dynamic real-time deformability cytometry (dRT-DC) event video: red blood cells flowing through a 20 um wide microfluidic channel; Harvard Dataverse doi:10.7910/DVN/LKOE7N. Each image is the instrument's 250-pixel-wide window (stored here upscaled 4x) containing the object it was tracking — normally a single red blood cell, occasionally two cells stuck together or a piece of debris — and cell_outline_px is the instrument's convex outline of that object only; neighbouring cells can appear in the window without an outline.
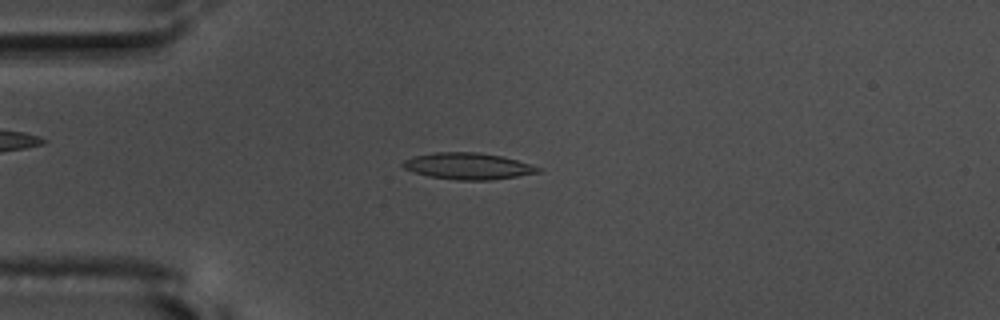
{"species": "common noctule bat (a hibernating species)", "species_latin": "Nyctalus noctula", "temperature_condition": "warm", "stored_images_in_passage": 55, "camera_frame_rate_fps": 3000, "um_per_image_px": 0.085, "animal": {"sex": "male", "body_mass_g": 17.5, "forearm_length_mm": 52.3}, "frame": {"image": 1, "passage_image": 14, "time_ms": 4.333, "image_size_px": [1000, 320], "cell_outline_px": [[544, 168], [540, 172], [492, 180], [456, 180], [428, 176], [404, 168], [400, 164], [404, 160], [416, 156], [432, 152], [480, 152], [500, 156], [516, 160]], "centroid_in_image_um": [39.79, 14.12], "position_along_channel_um": 45.2, "area_um2": 20.81}}
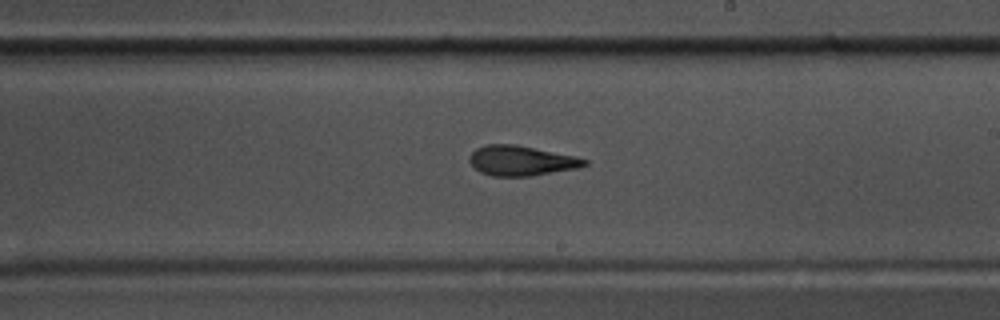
{"frame": {"image": 2, "passage_image": 32, "time_ms": 10.333, "image_size_px": [1000, 320], "cell_outline_px": [[588, 164], [576, 168], [528, 176], [492, 176], [480, 172], [468, 160], [468, 156], [476, 148], [484, 144], [516, 144], [576, 156], [588, 160]], "centroid_in_image_um": [44.27, 13.64], "position_along_channel_um": 244.7, "area_um2": 20.06}}
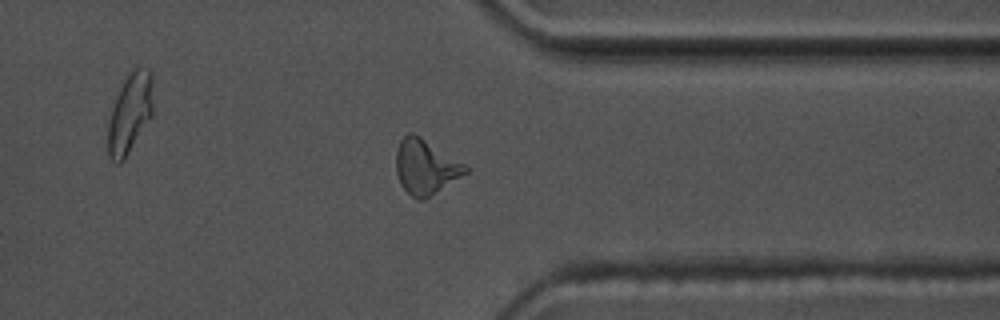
{"frame": {"image": 3, "passage_image": 43, "time_ms": 14.0, "image_size_px": [1000, 320], "cell_outline_px": [[468, 172], [424, 200], [420, 200], [412, 196], [400, 184], [396, 172], [396, 152], [400, 140], [408, 132], [412, 132], [420, 136], [464, 164], [468, 168]], "centroid_in_image_um": [36.14, 14.18], "position_along_channel_um": 375.3, "area_um2": 21.85}, "authors_computed_cell_mechanics": {"area_um2": 20.0566, "velocity_mm_per_s": 3.6531, "shape_relaxation_time_tau1_ms": 6.4136, "shape_relaxation_time_tau2_ms": 3.2088, "deformation_change_tau1": 0.2161, "deformation_change_tau2": 0.1372}}